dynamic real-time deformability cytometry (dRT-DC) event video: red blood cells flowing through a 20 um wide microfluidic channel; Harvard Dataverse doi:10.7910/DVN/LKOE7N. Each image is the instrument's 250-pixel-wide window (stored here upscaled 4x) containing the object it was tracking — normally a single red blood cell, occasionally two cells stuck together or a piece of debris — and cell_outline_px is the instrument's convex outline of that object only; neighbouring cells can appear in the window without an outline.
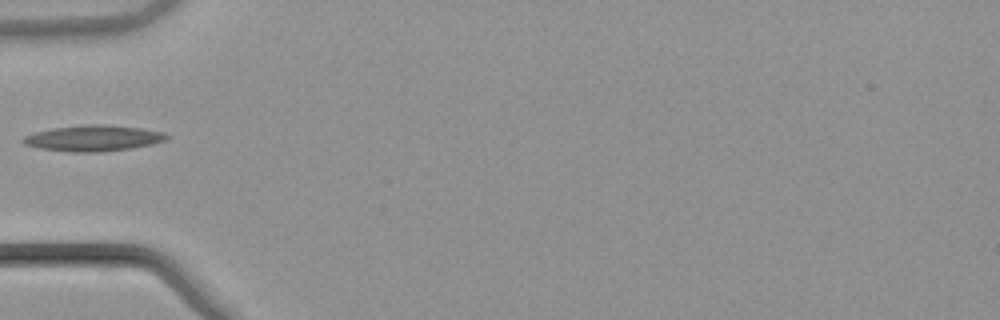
{"species": "common noctule bat (a hibernating species)", "species_latin": "Nyctalus noctula", "temperature_condition": "warm", "stored_images_in_passage": 36, "camera_frame_rate_fps": 3000, "um_per_image_px": 0.085, "animal": {"sex": "male", "body_mass_g": 21.5, "forearm_length_mm": 52.0}, "frame": {"image": 1, "passage_image": 1, "time_ms": 0.0, "image_size_px": [1000, 320], "cell_outline_px": [[172, 136], [168, 140], [152, 144], [132, 148], [100, 152], [72, 152], [40, 148], [24, 144], [20, 140], [24, 136], [36, 132], [52, 128], [88, 124], [104, 124], [140, 128], [164, 132]], "centroid_in_image_um": [7.98, 11.74], "position_along_channel_um": 77.0, "area_um2": 21.79}}
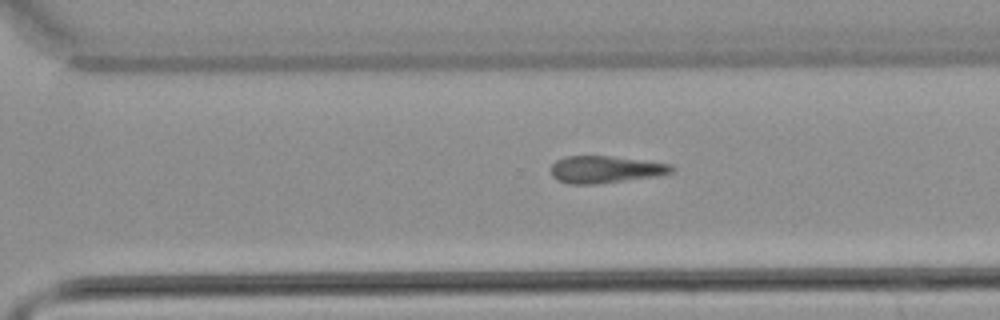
{"frame": {"image": 2, "passage_image": 20, "time_ms": 6.333, "image_size_px": [1000, 320], "cell_outline_px": [[676, 168], [672, 172], [656, 176], [596, 184], [568, 184], [556, 180], [552, 176], [552, 164], [556, 160], [564, 156], [608, 156], [672, 164]], "centroid_in_image_um": [51.43, 14.41], "position_along_channel_um": 319.2, "area_um2": 19.02}}
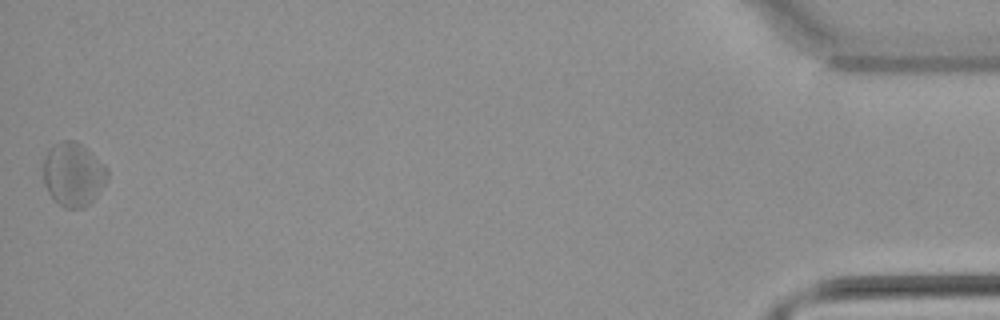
{"frame": {"image": 3, "passage_image": 36, "time_ms": 11.667, "image_size_px": [1000, 320], "cell_outline_px": [[108, 180], [92, 200], [88, 204], [80, 208], [64, 208], [52, 200], [44, 184], [44, 160], [48, 148], [52, 144], [60, 140], [72, 140], [80, 144], [104, 164], [108, 168]], "centroid_in_image_um": [6.2, 14.82], "position_along_channel_um": 429.0, "area_um2": 23.81}}